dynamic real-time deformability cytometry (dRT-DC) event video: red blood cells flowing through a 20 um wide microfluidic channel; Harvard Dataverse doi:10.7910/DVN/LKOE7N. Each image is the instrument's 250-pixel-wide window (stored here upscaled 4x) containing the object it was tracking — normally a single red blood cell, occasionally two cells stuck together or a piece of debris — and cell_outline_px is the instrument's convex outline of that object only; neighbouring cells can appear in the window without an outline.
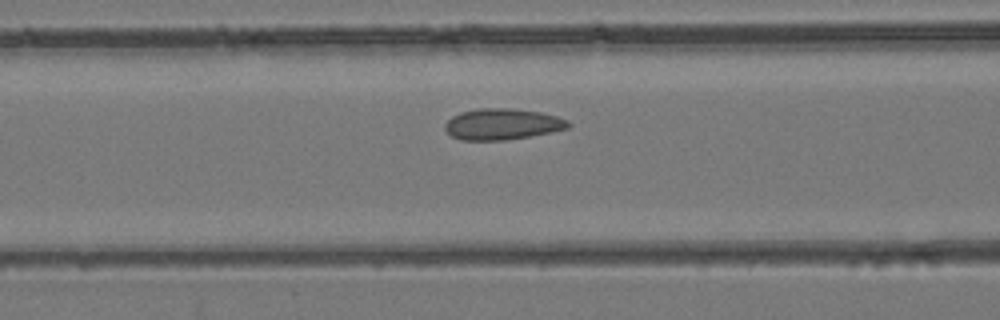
{"species": "common noctule bat (a hibernating species)", "species_latin": "Nyctalus noctula", "temperature_condition": "room temperature", "stored_images_in_passage": 38, "camera_frame_rate_fps": 3000, "um_per_image_px": 0.085, "animal": {"sex": "female", "body_mass_g": 24.6, "forearm_length_mm": 56.2}, "frame": {"image": 1, "passage_image": 12, "time_ms": 3.667, "image_size_px": [1000, 320], "cell_outline_px": [[572, 124], [568, 128], [552, 132], [504, 140], [460, 140], [452, 136], [444, 128], [444, 124], [452, 116], [460, 112], [480, 108], [512, 108], [540, 112], [556, 116], [568, 120]], "centroid_in_image_um": [42.69, 10.55], "position_along_channel_um": 123.9, "area_um2": 22.37}}
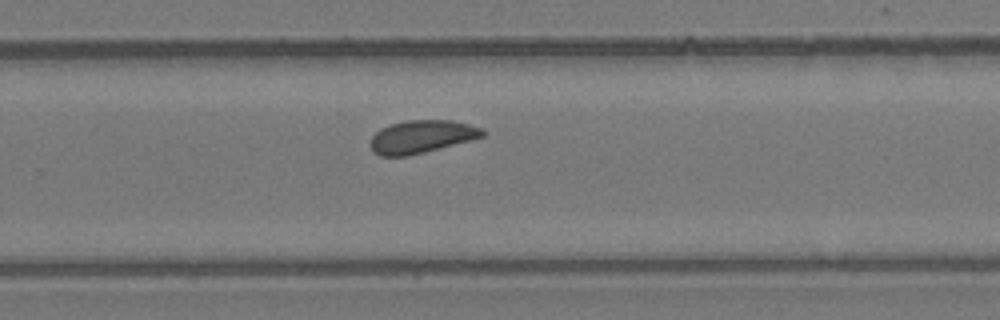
{"frame": {"image": 2, "passage_image": 23, "time_ms": 7.333, "image_size_px": [1000, 320], "cell_outline_px": [[488, 132], [484, 136], [424, 152], [408, 156], [380, 156], [372, 152], [372, 136], [380, 128], [392, 124], [408, 120], [452, 120], [468, 124], [480, 128]], "centroid_in_image_um": [35.83, 11.61], "position_along_channel_um": 294.0, "area_um2": 21.21}}
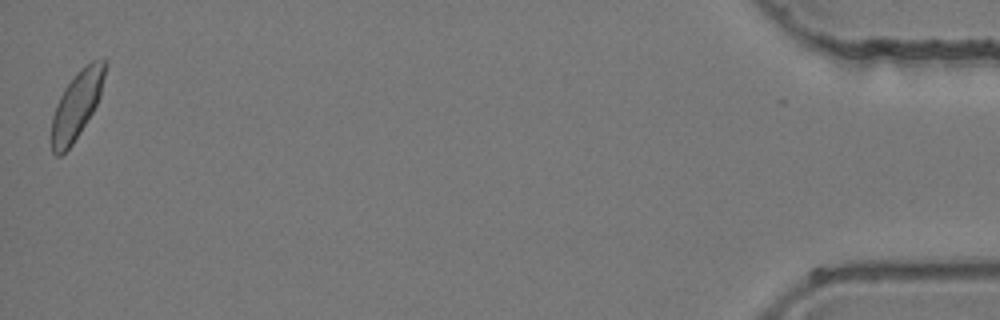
{"frame": {"image": 3, "passage_image": 38, "time_ms": 12.333, "image_size_px": [1000, 320], "cell_outline_px": [[108, 64], [100, 96], [92, 112], [80, 132], [72, 144], [60, 156], [56, 156], [52, 152], [52, 116], [56, 104], [64, 88], [76, 72], [80, 68], [92, 60], [104, 60]], "centroid_in_image_um": [6.53, 8.89], "position_along_channel_um": 428.7, "area_um2": 20.92}}